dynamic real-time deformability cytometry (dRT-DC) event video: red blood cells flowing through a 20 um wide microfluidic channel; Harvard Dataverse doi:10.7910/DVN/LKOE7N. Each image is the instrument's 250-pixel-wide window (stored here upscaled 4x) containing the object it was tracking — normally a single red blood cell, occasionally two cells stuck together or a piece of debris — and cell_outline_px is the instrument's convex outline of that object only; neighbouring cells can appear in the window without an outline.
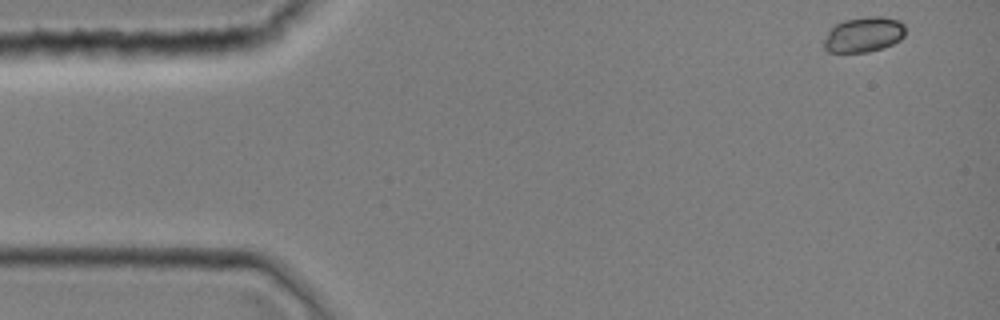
{"species": "common noctule bat (a hibernating species)", "species_latin": "Nyctalus noctula", "temperature_condition": "room temperature", "stored_images_in_passage": 41, "camera_frame_rate_fps": 3000, "um_per_image_px": 0.085, "animal": {"sex": "female", "body_mass_g": 19.0, "forearm_length_mm": 51.5}, "frame": {"image": 1, "passage_image": 1, "time_ms": 0.0, "image_size_px": [1000, 320], "cell_outline_px": [[904, 36], [900, 40], [884, 48], [868, 52], [828, 52], [824, 48], [824, 40], [828, 32], [836, 24], [844, 20], [868, 16], [880, 16], [900, 20], [904, 24]], "centroid_in_image_um": [73.43, 2.94], "position_along_channel_um": 11.6, "area_um2": 16.76}}
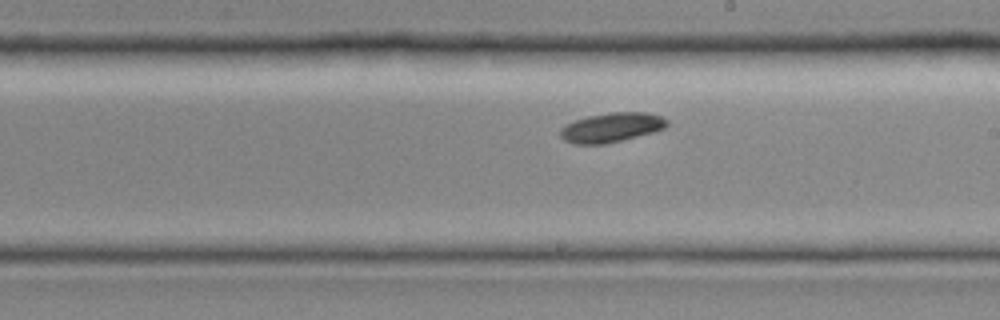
{"frame": {"image": 2, "passage_image": 24, "time_ms": 7.667, "image_size_px": [1000, 320], "cell_outline_px": [[668, 124], [664, 128], [652, 132], [604, 144], [572, 144], [564, 140], [560, 136], [560, 128], [576, 120], [588, 116], [612, 112], [648, 112], [660, 116], [668, 120]], "centroid_in_image_um": [51.96, 10.83], "position_along_channel_um": 237.0, "area_um2": 18.09}}
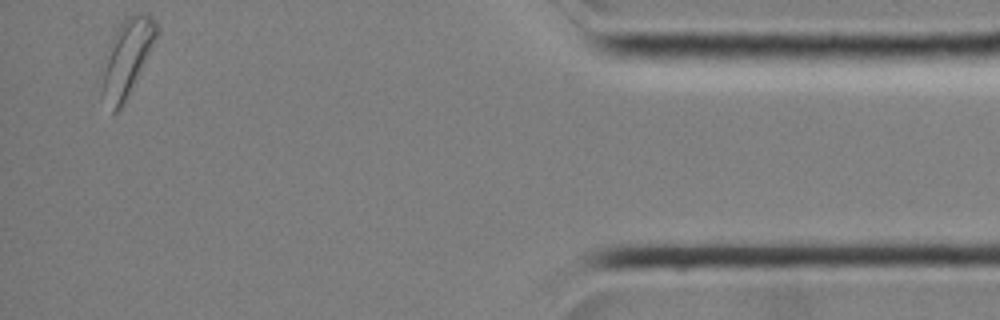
{"frame": {"image": 3, "passage_image": 41, "time_ms": 13.333, "image_size_px": [1000, 320], "cell_outline_px": [[160, 32], [120, 108], [116, 112], [112, 112], [100, 96], [100, 92], [104, 52], [112, 36], [120, 24], [128, 16], [136, 12], [144, 12], [152, 16], [156, 20], [160, 28]], "centroid_in_image_um": [10.76, 4.84], "position_along_channel_um": 424.4, "area_um2": 24.62}}